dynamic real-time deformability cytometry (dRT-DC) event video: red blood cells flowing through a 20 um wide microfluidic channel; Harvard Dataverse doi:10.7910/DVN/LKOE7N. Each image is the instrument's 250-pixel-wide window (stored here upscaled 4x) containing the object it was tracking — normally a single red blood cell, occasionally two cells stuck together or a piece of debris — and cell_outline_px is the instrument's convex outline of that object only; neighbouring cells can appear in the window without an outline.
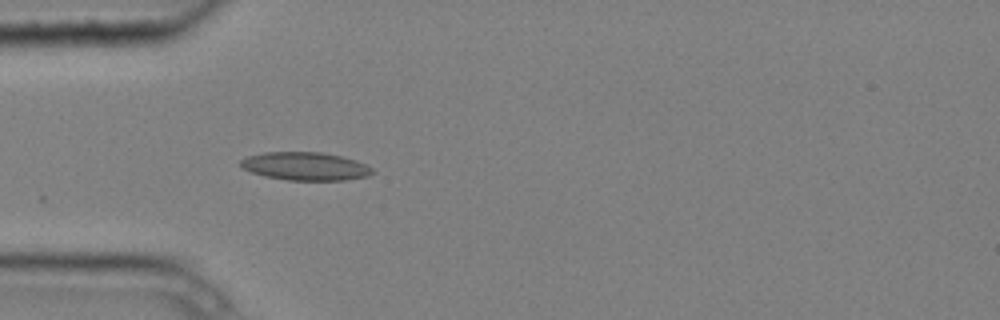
{"species": "common noctule bat (a hibernating species)", "species_latin": "Nyctalus noctula", "temperature_condition": "cold", "stored_images_in_passage": 5, "camera_frame_rate_fps": 3000, "um_per_image_px": 0.085, "animal": {"sex": "male", "body_mass_g": 20.4}, "frame": {"image": 1, "passage_image": 5, "time_ms": 1.333, "image_size_px": [1000, 320], "cell_outline_px": [[376, 172], [368, 176], [344, 180], [288, 180], [264, 176], [240, 168], [240, 160], [248, 156], [264, 152], [324, 152], [356, 160], [372, 168]], "centroid_in_image_um": [25.94, 14.13], "position_along_channel_um": 59.1, "area_um2": 21.68}}